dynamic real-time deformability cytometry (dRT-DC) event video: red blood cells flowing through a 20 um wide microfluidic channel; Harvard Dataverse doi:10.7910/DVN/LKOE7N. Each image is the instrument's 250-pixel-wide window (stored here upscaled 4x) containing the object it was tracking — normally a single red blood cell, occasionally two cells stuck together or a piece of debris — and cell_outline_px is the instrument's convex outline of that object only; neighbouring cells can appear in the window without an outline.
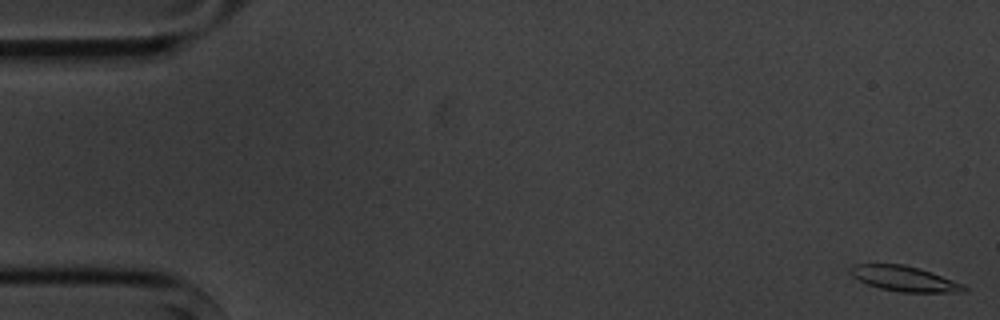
{"species": "common noctule bat (a hibernating species)", "species_latin": "Nyctalus noctula", "temperature_condition": "cold", "stored_images_in_passage": 5, "camera_frame_rate_fps": 3000, "um_per_image_px": 0.085, "animal": {"sex": "male", "body_mass_g": 20.1, "forearm_length_mm": 53.5}, "frame": {"image": 1, "passage_image": 1, "time_ms": 0.0, "image_size_px": [1000, 320], "cell_outline_px": [[968, 288], [964, 292], [900, 292], [880, 288], [868, 284], [852, 276], [848, 272], [852, 264], [904, 264], [920, 268], [932, 272], [964, 284]], "centroid_in_image_um": [76.88, 23.68], "position_along_channel_um": 8.1, "area_um2": 16.76}}